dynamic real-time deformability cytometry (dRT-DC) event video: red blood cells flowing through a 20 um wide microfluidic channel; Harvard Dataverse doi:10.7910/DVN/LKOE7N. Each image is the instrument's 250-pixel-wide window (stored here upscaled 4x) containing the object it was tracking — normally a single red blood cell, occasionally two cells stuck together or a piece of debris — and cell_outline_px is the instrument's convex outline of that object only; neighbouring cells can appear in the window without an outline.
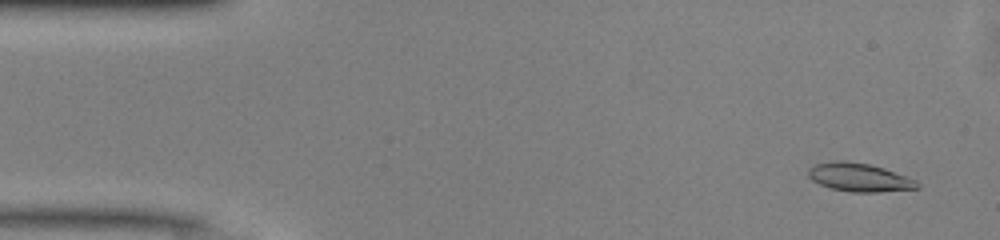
{"species": "common noctule bat (a hibernating species)", "species_latin": "Nyctalus noctula", "temperature_condition": "warm", "stored_images_in_passage": 49, "camera_frame_rate_fps": 3000, "um_per_image_px": 0.085, "animal": {"sex": "male", "body_mass_g": 13.0, "forearm_length_mm": 53.1}, "frame": {"image": 1, "passage_image": 3, "time_ms": 0.667, "image_size_px": [1000, 240], "cell_outline_px": [[920, 188], [880, 192], [852, 192], [832, 188], [820, 184], [812, 180], [808, 176], [808, 168], [816, 164], [836, 160], [844, 160], [868, 164], [884, 168], [916, 180], [920, 184]], "centroid_in_image_um": [73.05, 15.07], "position_along_channel_um": 12.0, "area_um2": 17.98}}
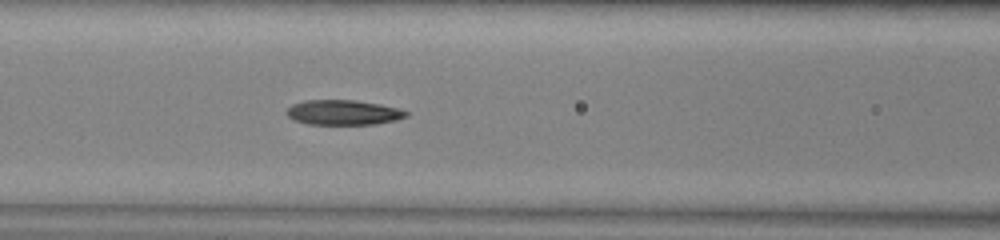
{"frame": {"image": 2, "passage_image": 20, "time_ms": 6.333, "image_size_px": [1000, 240], "cell_outline_px": [[408, 116], [396, 120], [376, 124], [308, 124], [296, 120], [288, 116], [284, 112], [292, 104], [304, 100], [356, 100], [380, 104], [396, 108], [408, 112]], "centroid_in_image_um": [29.17, 9.55], "position_along_channel_um": 137.4, "area_um2": 17.34}}
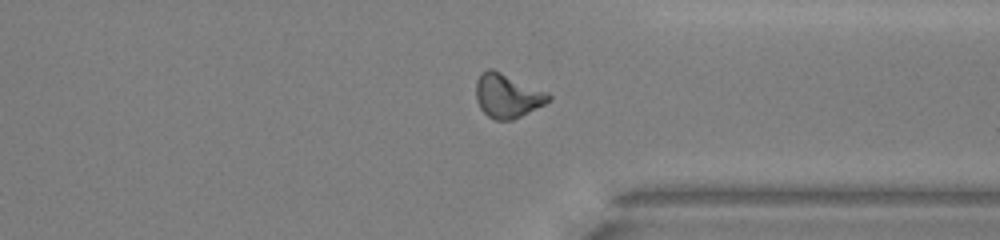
{"frame": {"image": 3, "passage_image": 37, "time_ms": 12.0, "image_size_px": [1000, 240], "cell_outline_px": [[552, 100], [512, 120], [496, 120], [488, 116], [480, 108], [476, 100], [476, 80], [480, 72], [488, 68], [492, 68], [548, 92], [552, 96]], "centroid_in_image_um": [43.11, 8.12], "position_along_channel_um": 368.3, "area_um2": 18.67}, "authors_computed_cell_mechanics": {"area_um2": 17.8024, "velocity_mm_per_s": 4.1278, "shape_relaxation_time_tau1_ms": null, "shape_relaxation_time_tau2_ms": 4.7282, "deformation_change_tau1": null, "deformation_change_tau2": 0.1439}}